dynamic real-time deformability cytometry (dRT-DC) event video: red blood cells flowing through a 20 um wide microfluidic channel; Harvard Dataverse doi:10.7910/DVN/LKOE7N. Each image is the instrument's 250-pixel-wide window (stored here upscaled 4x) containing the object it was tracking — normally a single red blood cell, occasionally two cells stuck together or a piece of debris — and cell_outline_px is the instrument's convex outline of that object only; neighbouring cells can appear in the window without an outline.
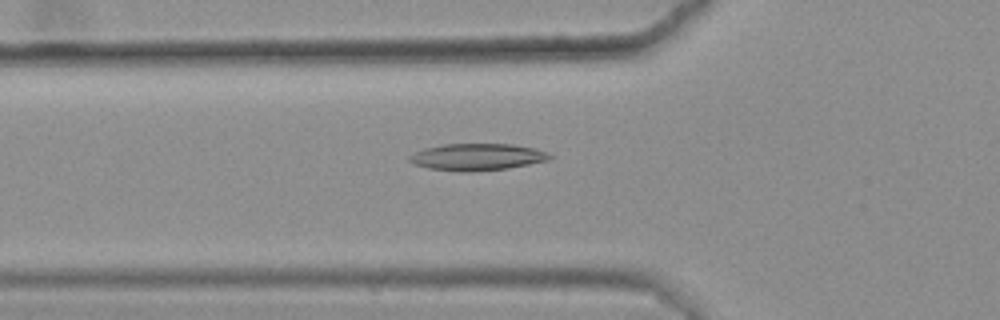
{"species": "common noctule bat (a hibernating species)", "species_latin": "Nyctalus noctula", "temperature_condition": "warm", "stored_images_in_passage": 44, "camera_frame_rate_fps": 3000, "um_per_image_px": 0.085, "animal": {"sex": "female", "body_mass_g": 25.1}, "frame": {"image": 1, "passage_image": 14, "time_ms": 4.333, "image_size_px": [1000, 320], "cell_outline_px": [[556, 156], [548, 160], [508, 168], [472, 172], [460, 172], [428, 168], [416, 164], [408, 160], [408, 156], [424, 148], [444, 144], [512, 144], [536, 148]], "centroid_in_image_um": [40.58, 13.34], "position_along_channel_um": 85.2, "area_um2": 22.02}}
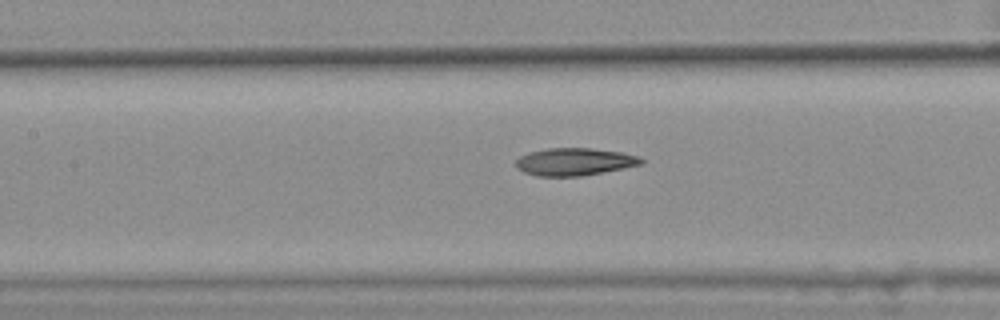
{"frame": {"image": 2, "passage_image": 20, "time_ms": 6.333, "image_size_px": [1000, 320], "cell_outline_px": [[644, 164], [580, 176], [536, 176], [524, 172], [516, 164], [516, 160], [520, 156], [528, 152], [548, 148], [592, 148], [620, 152], [640, 156], [644, 160]], "centroid_in_image_um": [48.85, 13.74], "position_along_channel_um": 158.5, "area_um2": 20.0}}
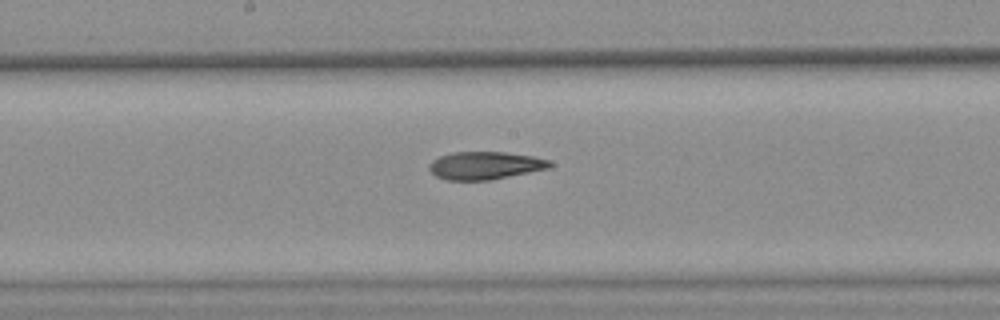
{"frame": {"image": 3, "passage_image": 24, "time_ms": 7.667, "image_size_px": [1000, 320], "cell_outline_px": [[552, 164], [548, 168], [488, 180], [448, 180], [436, 176], [428, 168], [428, 164], [432, 160], [440, 156], [452, 152], [504, 152], [532, 156], [552, 160]], "centroid_in_image_um": [41.2, 14.06], "position_along_channel_um": 207.0, "area_um2": 19.36}, "authors_computed_cell_mechanics": {"area_um2": 20.2589, "velocity_mm_per_s": 3.636, "shape_relaxation_time_tau1_ms": null, "shape_relaxation_time_tau2_ms": 4.9194, "deformation_change_tau1": null, "deformation_change_tau2": 0.1384}}